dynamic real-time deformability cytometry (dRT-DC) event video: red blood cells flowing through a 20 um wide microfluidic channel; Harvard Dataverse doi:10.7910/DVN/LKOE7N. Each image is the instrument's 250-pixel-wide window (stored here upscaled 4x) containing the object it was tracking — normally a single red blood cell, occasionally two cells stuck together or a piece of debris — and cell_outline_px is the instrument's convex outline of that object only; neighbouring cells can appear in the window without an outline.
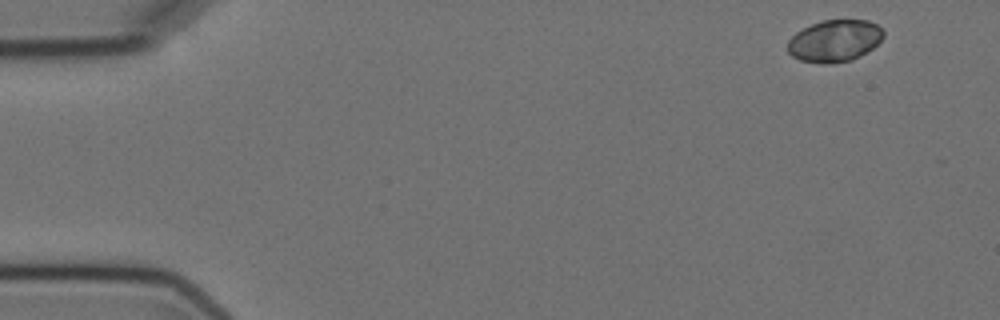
{"species": "Egyptian fruit bat (a non-hibernating species)", "species_latin": "Rousettus aegyptiacus", "temperature_condition": "cold", "stored_images_in_passage": 4, "camera_frame_rate_fps": 3000, "um_per_image_px": 0.085, "animal": {"sex": "female"}, "frame": {"image": 1, "passage_image": 1, "time_ms": 0.0, "image_size_px": [1000, 320], "cell_outline_px": [[884, 36], [872, 48], [860, 56], [852, 60], [828, 64], [824, 64], [800, 60], [792, 56], [788, 52], [788, 40], [796, 32], [812, 24], [824, 20], [868, 20], [876, 24], [884, 32]], "centroid_in_image_um": [70.93, 3.48], "position_along_channel_um": 14.1, "area_um2": 23.29}}
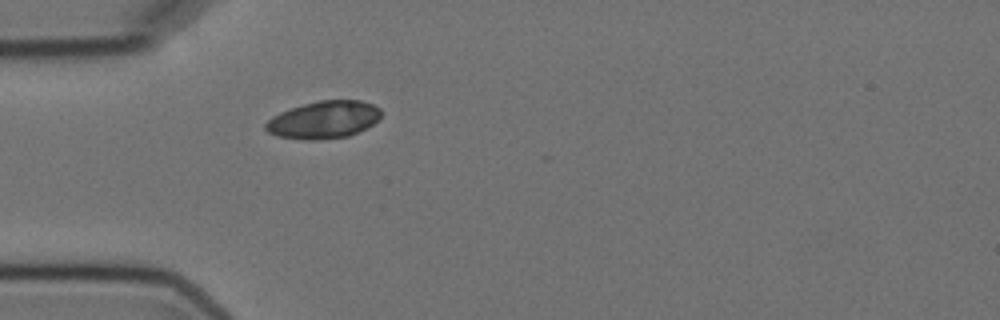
{"frame": {"image": 2, "passage_image": 4, "time_ms": 4.333, "image_size_px": [1000, 320], "cell_outline_px": [[380, 116], [372, 124], [348, 136], [316, 140], [308, 140], [276, 136], [268, 132], [264, 128], [264, 124], [272, 116], [280, 112], [304, 104], [320, 100], [360, 100], [372, 104], [380, 108]], "centroid_in_image_um": [27.47, 10.18], "position_along_channel_um": 57.5, "area_um2": 24.97}}